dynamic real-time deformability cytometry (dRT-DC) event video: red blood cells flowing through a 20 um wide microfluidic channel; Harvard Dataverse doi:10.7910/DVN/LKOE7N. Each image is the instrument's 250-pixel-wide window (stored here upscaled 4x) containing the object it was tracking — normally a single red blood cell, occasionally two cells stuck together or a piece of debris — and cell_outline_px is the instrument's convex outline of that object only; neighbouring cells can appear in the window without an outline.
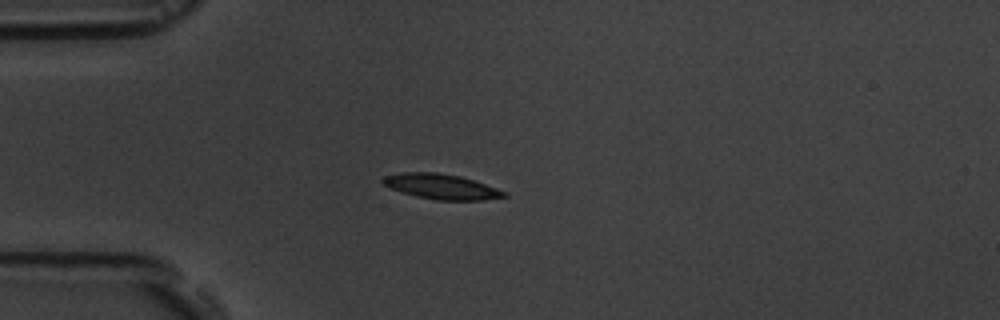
{"species": "common noctule bat (a hibernating species)", "species_latin": "Nyctalus noctula", "temperature_condition": "room temperature", "stored_images_in_passage": 4, "camera_frame_rate_fps": 3000, "um_per_image_px": 0.085, "animal": {"sex": "male", "body_mass_g": 19.5, "forearm_length_mm": 54.6}, "frame": {"image": 1, "passage_image": 4, "time_ms": 3.333, "image_size_px": [1000, 320], "cell_outline_px": [[508, 196], [484, 200], [436, 200], [416, 196], [392, 188], [384, 184], [380, 180], [384, 176], [400, 172], [436, 172], [460, 176], [508, 192]], "centroid_in_image_um": [37.52, 15.85], "position_along_channel_um": 47.5, "area_um2": 17.63}}